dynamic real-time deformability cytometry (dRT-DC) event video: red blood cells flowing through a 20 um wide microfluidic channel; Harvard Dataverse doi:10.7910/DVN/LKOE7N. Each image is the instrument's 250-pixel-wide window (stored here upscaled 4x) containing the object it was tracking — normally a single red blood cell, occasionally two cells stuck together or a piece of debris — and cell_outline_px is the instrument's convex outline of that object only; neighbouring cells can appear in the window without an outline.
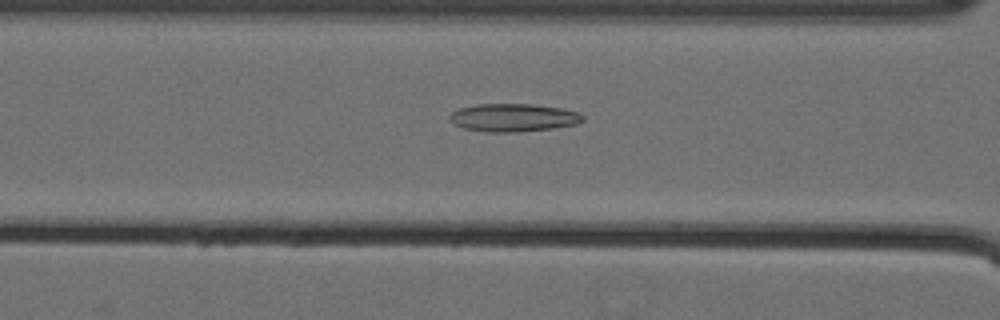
{"species": "Egyptian fruit bat (a non-hibernating species)", "species_latin": "Rousettus aegyptiacus", "temperature_condition": "cold", "stored_images_in_passage": 39, "camera_frame_rate_fps": 3000, "um_per_image_px": 0.085, "animal": {"sex": "female"}, "frame": {"image": 1, "passage_image": 7, "time_ms": 2.0, "image_size_px": [1000, 320], "cell_outline_px": [[584, 120], [576, 124], [552, 128], [512, 132], [488, 132], [464, 128], [456, 124], [448, 116], [452, 112], [460, 108], [476, 104], [532, 104], [560, 108], [576, 112], [584, 116]], "centroid_in_image_um": [43.63, 9.99], "position_along_channel_um": 123.0, "area_um2": 21.39}}
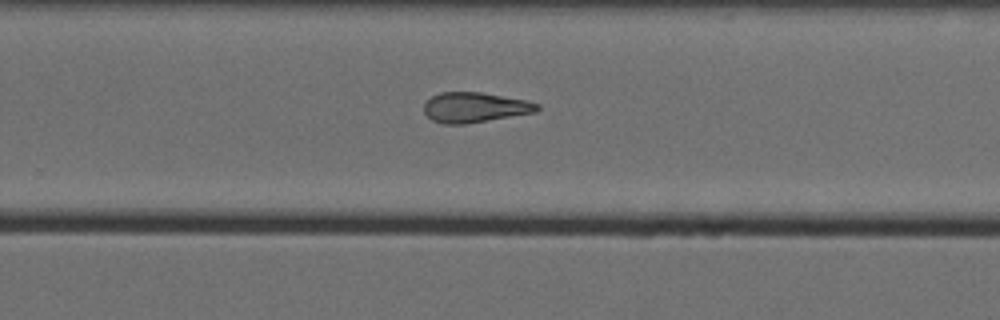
{"frame": {"image": 2, "passage_image": 21, "time_ms": 6.667, "image_size_px": [1000, 320], "cell_outline_px": [[540, 108], [536, 112], [464, 124], [444, 124], [432, 120], [424, 112], [424, 104], [432, 96], [440, 92], [480, 92], [524, 100], [540, 104]], "centroid_in_image_um": [40.34, 9.13], "position_along_channel_um": 289.5, "area_um2": 19.65}}
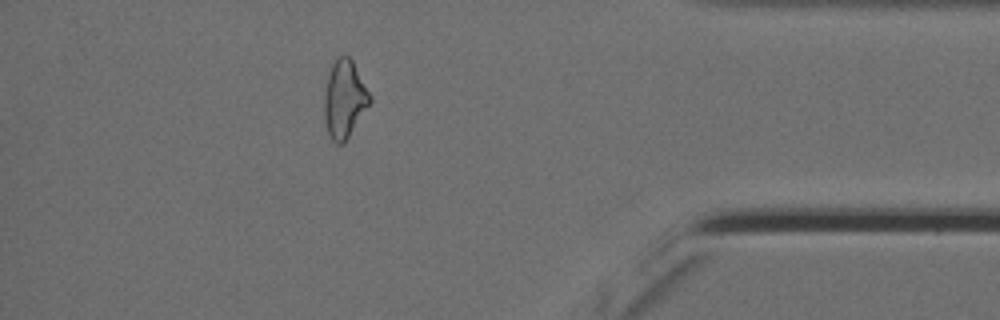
{"frame": {"image": 3, "passage_image": 33, "time_ms": 10.667, "image_size_px": [1000, 320], "cell_outline_px": [[372, 100], [344, 144], [336, 144], [332, 140], [328, 132], [324, 116], [324, 92], [328, 76], [332, 64], [340, 56], [348, 56], [352, 60], [372, 96]], "centroid_in_image_um": [29.28, 8.44], "position_along_channel_um": 405.9, "area_um2": 20.52}, "authors_computed_cell_mechanics": {"area_um2": 20.4034, "velocity_mm_per_s": 3.5782, "shape_relaxation_time_tau1_ms": null, "shape_relaxation_time_tau2_ms": 5.6359, "deformation_change_tau1": null, "deformation_change_tau2": 0.1668}}